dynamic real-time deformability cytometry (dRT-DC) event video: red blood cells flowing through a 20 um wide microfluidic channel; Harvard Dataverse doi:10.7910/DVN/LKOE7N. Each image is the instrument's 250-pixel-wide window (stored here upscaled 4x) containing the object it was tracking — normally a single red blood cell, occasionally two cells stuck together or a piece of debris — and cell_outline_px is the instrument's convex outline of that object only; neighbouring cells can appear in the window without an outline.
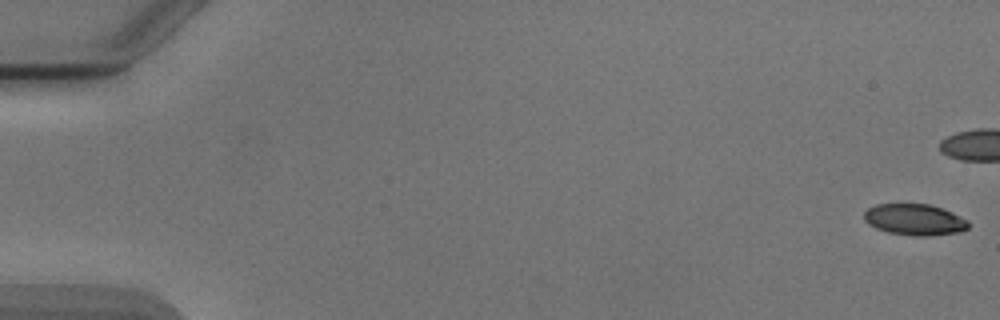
{"species": "Egyptian fruit bat (a non-hibernating species)", "species_latin": "Rousettus aegyptiacus", "temperature_condition": "cold", "stored_images_in_passage": 26, "camera_frame_rate_fps": 3000, "um_per_image_px": 0.085, "animal": {"sex": "male"}, "frame": {"image": 1, "passage_image": 1, "time_ms": 0.0, "image_size_px": [1000, 320], "cell_outline_px": [[968, 228], [960, 232], [928, 236], [916, 236], [888, 232], [876, 228], [868, 224], [864, 220], [864, 212], [868, 208], [876, 204], [928, 204], [952, 212], [968, 220]], "centroid_in_image_um": [77.73, 18.67], "position_along_channel_um": 7.3, "area_um2": 18.96}}
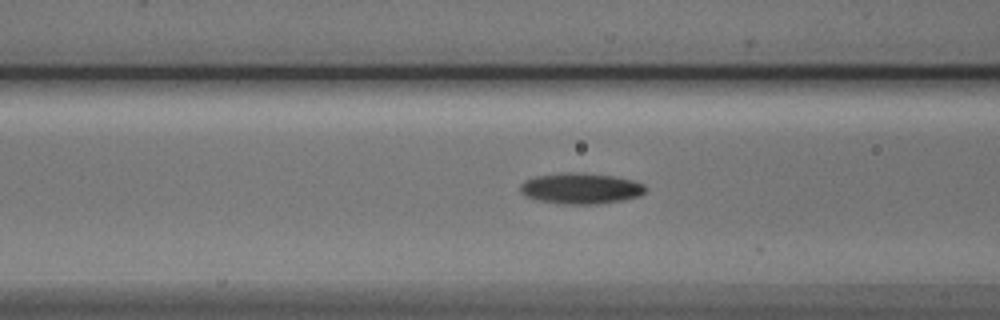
{"frame": {"image": 2, "passage_image": 22, "time_ms": 7.0, "image_size_px": [1000, 320], "cell_outline_px": [[644, 192], [640, 196], [624, 200], [600, 204], [564, 204], [540, 200], [528, 196], [520, 192], [520, 184], [524, 180], [536, 176], [560, 172], [580, 172], [612, 176], [632, 180], [644, 184]], "centroid_in_image_um": [49.36, 16.01], "position_along_channel_um": 117.2, "area_um2": 22.54}}
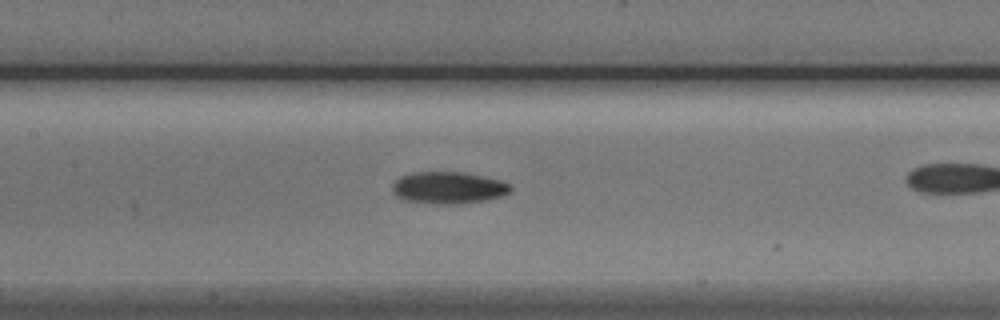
{"frame": {"image": 3, "passage_image": 26, "time_ms": 8.333, "image_size_px": [1000, 320], "cell_outline_px": [[512, 188], [508, 192], [500, 196], [484, 200], [452, 204], [432, 204], [404, 200], [396, 196], [392, 188], [392, 184], [400, 176], [412, 172], [464, 172], [500, 180], [508, 184]], "centroid_in_image_um": [38.05, 15.95], "position_along_channel_um": 169.3, "area_um2": 21.85}}